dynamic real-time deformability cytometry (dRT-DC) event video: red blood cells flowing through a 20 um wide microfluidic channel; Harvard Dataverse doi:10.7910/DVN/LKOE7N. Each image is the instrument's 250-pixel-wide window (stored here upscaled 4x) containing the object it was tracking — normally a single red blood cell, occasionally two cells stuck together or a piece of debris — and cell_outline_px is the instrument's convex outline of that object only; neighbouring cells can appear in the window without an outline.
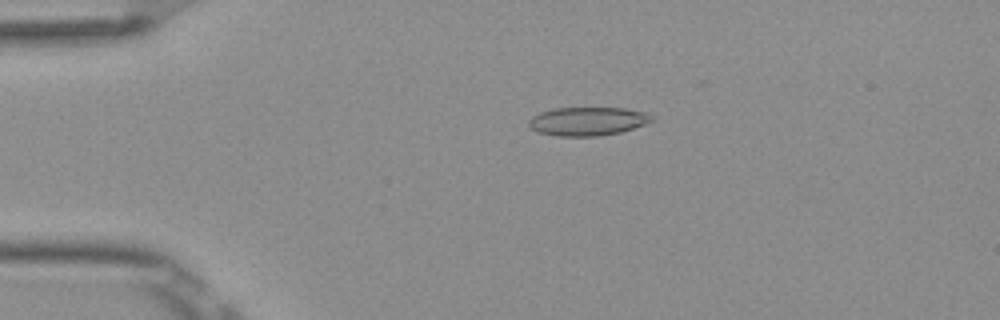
{"species": "Egyptian fruit bat (a non-hibernating species)", "species_latin": "Rousettus aegyptiacus", "temperature_condition": "room temperature", "stored_images_in_passage": 46, "camera_frame_rate_fps": 3000, "um_per_image_px": 0.085, "frame": {"image": 1, "passage_image": 11, "time_ms": 3.333, "image_size_px": [1000, 320], "cell_outline_px": [[652, 120], [644, 124], [620, 132], [600, 136], [556, 136], [536, 132], [528, 124], [528, 120], [532, 116], [540, 112], [552, 108], [624, 108], [644, 112], [652, 116]], "centroid_in_image_um": [49.88, 10.31], "position_along_channel_um": 35.1, "area_um2": 20.4}}
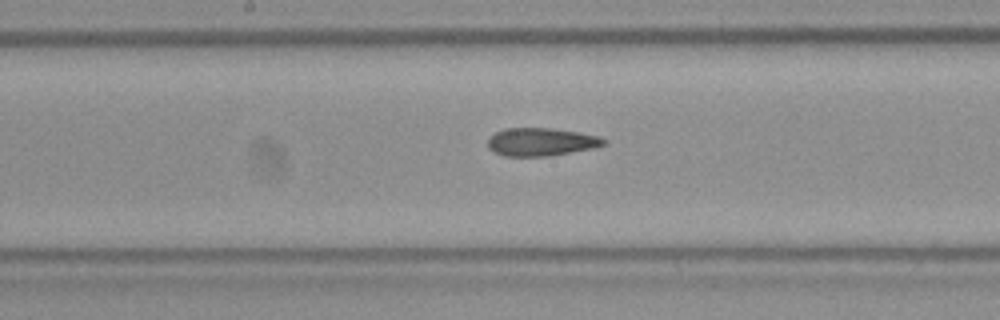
{"frame": {"image": 2, "passage_image": 27, "time_ms": 8.667, "image_size_px": [1000, 320], "cell_outline_px": [[608, 140], [604, 144], [596, 148], [548, 156], [504, 156], [488, 148], [488, 140], [496, 132], [504, 128], [552, 128], [580, 132], [600, 136]], "centroid_in_image_um": [46.04, 12.06], "position_along_channel_um": 202.2, "area_um2": 19.02}}
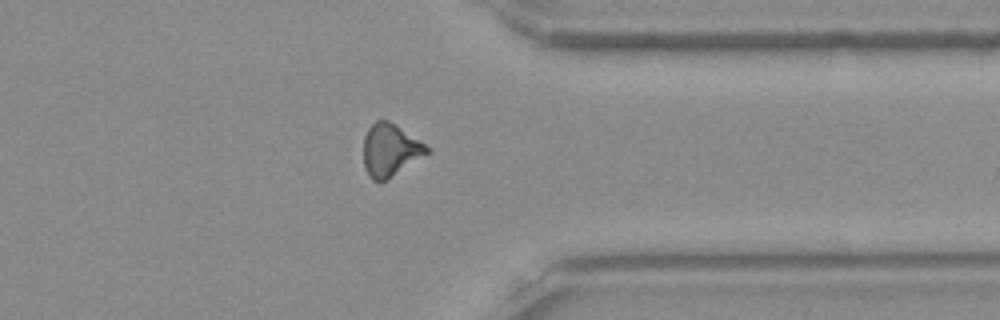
{"frame": {"image": 3, "passage_image": 41, "time_ms": 13.333, "image_size_px": [1000, 320], "cell_outline_px": [[432, 152], [388, 180], [380, 184], [372, 180], [368, 176], [364, 168], [364, 136], [368, 128], [376, 120], [388, 120], [432, 148]], "centroid_in_image_um": [33.19, 12.81], "position_along_channel_um": 378.2, "area_um2": 19.94}}